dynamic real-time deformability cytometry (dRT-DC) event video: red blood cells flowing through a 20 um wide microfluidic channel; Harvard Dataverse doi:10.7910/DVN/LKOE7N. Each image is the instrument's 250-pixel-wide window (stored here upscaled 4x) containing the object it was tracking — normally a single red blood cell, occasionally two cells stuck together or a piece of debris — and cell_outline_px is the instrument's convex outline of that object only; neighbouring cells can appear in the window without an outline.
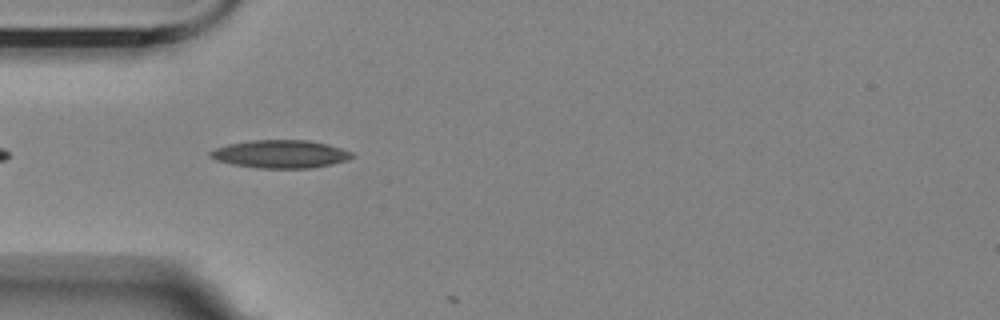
{"species": "Egyptian fruit bat (a non-hibernating species)", "species_latin": "Rousettus aegyptiacus", "temperature_condition": "room temperature", "stored_images_in_passage": 4, "camera_frame_rate_fps": 3000, "um_per_image_px": 0.085, "animal": {"sex": "female"}, "frame": {"image": 1, "passage_image": 3, "time_ms": 0.667, "image_size_px": [1000, 320], "cell_outline_px": [[356, 156], [348, 160], [332, 164], [308, 168], [256, 168], [232, 164], [216, 160], [208, 156], [208, 152], [216, 148], [228, 144], [252, 140], [308, 140], [328, 144], [352, 152]], "centroid_in_image_um": [23.84, 13.09], "position_along_channel_um": 61.2, "area_um2": 23.18}}